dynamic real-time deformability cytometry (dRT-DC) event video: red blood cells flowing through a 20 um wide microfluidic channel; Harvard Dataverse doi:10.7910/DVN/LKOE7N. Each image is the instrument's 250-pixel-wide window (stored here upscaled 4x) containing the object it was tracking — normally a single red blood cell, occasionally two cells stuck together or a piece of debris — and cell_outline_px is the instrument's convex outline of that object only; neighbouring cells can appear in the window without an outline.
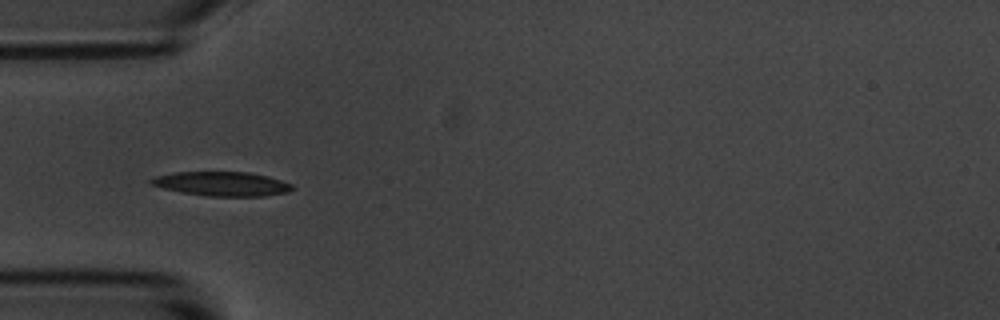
{"species": "common noctule bat (a hibernating species)", "species_latin": "Nyctalus noctula", "temperature_condition": "room temperature", "stored_images_in_passage": 9, "camera_frame_rate_fps": 3000, "um_per_image_px": 0.085, "animal": {"sex": "male", "body_mass_g": 20.1, "forearm_length_mm": 53.5}, "frame": {"image": 1, "passage_image": 4, "time_ms": 1.0, "image_size_px": [1000, 320], "cell_outline_px": [[292, 188], [288, 192], [264, 196], [204, 196], [180, 192], [164, 188], [152, 184], [148, 180], [156, 176], [172, 172], [248, 172], [268, 176], [292, 184]], "centroid_in_image_um": [18.84, 15.62], "position_along_channel_um": 66.2, "area_um2": 19.88}}
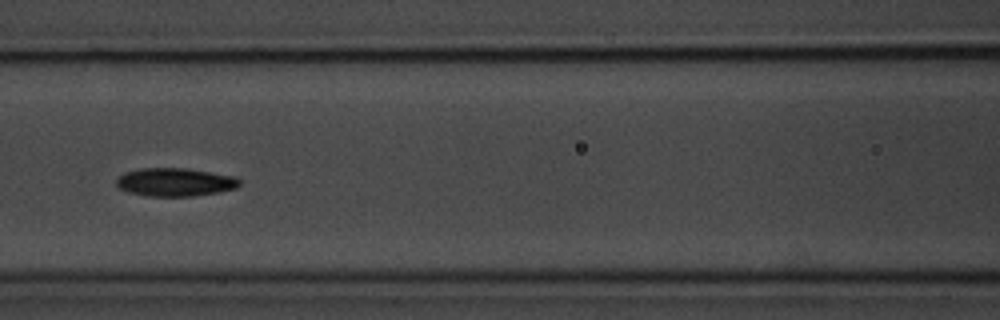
{"frame": {"image": 2, "passage_image": 6, "time_ms": 1.667, "image_size_px": [1000, 320], "cell_outline_px": [[240, 184], [236, 188], [220, 192], [192, 196], [144, 196], [128, 192], [120, 188], [116, 184], [116, 180], [124, 172], [144, 168], [184, 168], [236, 176], [240, 180]], "centroid_in_image_um": [14.89, 15.48], "position_along_channel_um": 151.7, "area_um2": 20.29}}
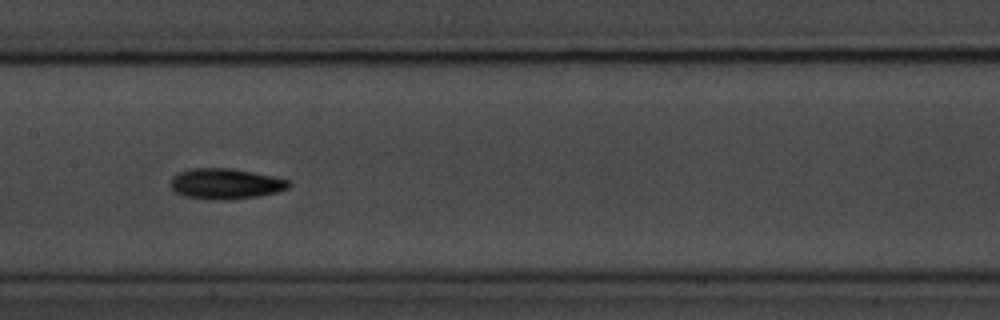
{"frame": {"image": 3, "passage_image": 7, "time_ms": 2.0, "image_size_px": [1000, 320], "cell_outline_px": [[292, 184], [288, 188], [276, 192], [256, 196], [232, 200], [208, 200], [184, 196], [176, 192], [168, 184], [172, 176], [188, 168], [232, 168], [292, 180]], "centroid_in_image_um": [19.15, 15.62], "position_along_channel_um": 188.3, "area_um2": 21.39}}